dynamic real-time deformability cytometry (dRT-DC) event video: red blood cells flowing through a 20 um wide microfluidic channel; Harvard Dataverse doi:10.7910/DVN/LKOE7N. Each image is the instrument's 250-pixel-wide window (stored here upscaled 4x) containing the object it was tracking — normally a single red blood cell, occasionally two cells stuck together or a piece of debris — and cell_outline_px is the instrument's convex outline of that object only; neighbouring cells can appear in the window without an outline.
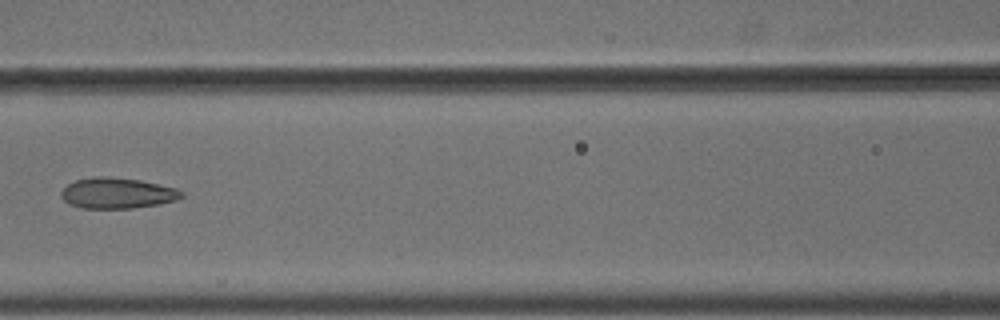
{"species": "common noctule bat (a hibernating species)", "species_latin": "Nyctalus noctula", "temperature_condition": "cold", "stored_images_in_passage": 4, "camera_frame_rate_fps": 3000, "um_per_image_px": 0.085, "animal": {"sex": "male", "body_mass_g": 18.8}, "frame": {"image": 1, "passage_image": 4, "time_ms": 1.0, "image_size_px": [1000, 320], "cell_outline_px": [[184, 196], [176, 200], [160, 204], [132, 208], [80, 208], [68, 204], [60, 196], [60, 192], [68, 184], [76, 180], [92, 176], [108, 176], [140, 180], [176, 188], [184, 192]], "centroid_in_image_um": [9.95, 16.41], "position_along_channel_um": 156.6, "area_um2": 21.73}}